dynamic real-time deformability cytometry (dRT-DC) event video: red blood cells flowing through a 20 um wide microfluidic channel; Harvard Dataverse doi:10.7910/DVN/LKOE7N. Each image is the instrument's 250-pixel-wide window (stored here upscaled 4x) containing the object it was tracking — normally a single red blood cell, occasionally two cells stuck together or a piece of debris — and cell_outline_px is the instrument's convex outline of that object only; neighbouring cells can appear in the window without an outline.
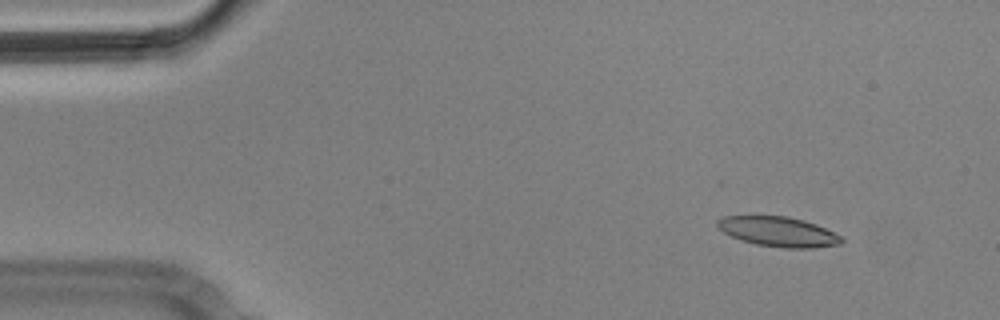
{"species": "Egyptian fruit bat (a non-hibernating species)", "species_latin": "Rousettus aegyptiacus", "temperature_condition": "cold", "stored_images_in_passage": 5, "camera_frame_rate_fps": 3000, "um_per_image_px": 0.085, "animal": {"sex": "male"}, "frame": {"image": 1, "passage_image": 1, "time_ms": 0.0, "image_size_px": [1000, 320], "cell_outline_px": [[844, 240], [840, 244], [812, 248], [784, 248], [756, 244], [740, 240], [724, 232], [716, 224], [716, 220], [724, 216], [788, 216], [804, 220], [816, 224], [840, 236]], "centroid_in_image_um": [66.15, 19.69], "position_along_channel_um": 18.9, "area_um2": 21.44}}
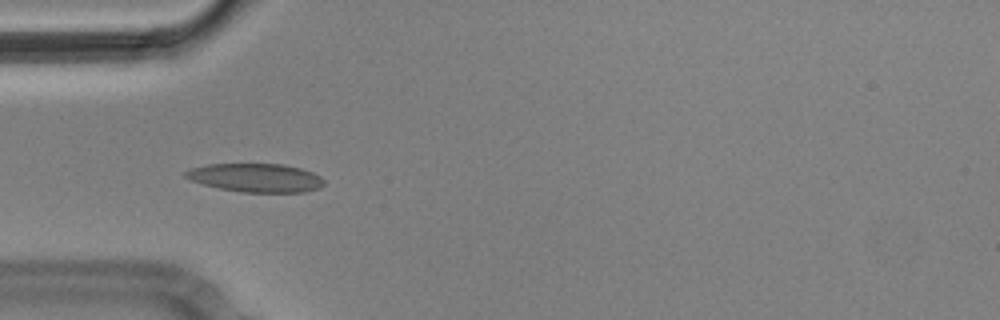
{"frame": {"image": 2, "passage_image": 4, "time_ms": 1.0, "image_size_px": [1000, 320], "cell_outline_px": [[324, 184], [320, 188], [304, 192], [240, 192], [220, 188], [204, 184], [192, 180], [184, 176], [184, 172], [192, 168], [208, 164], [284, 164], [300, 168], [312, 172], [320, 176], [324, 180]], "centroid_in_image_um": [21.78, 15.11], "position_along_channel_um": 63.2, "area_um2": 22.95}}